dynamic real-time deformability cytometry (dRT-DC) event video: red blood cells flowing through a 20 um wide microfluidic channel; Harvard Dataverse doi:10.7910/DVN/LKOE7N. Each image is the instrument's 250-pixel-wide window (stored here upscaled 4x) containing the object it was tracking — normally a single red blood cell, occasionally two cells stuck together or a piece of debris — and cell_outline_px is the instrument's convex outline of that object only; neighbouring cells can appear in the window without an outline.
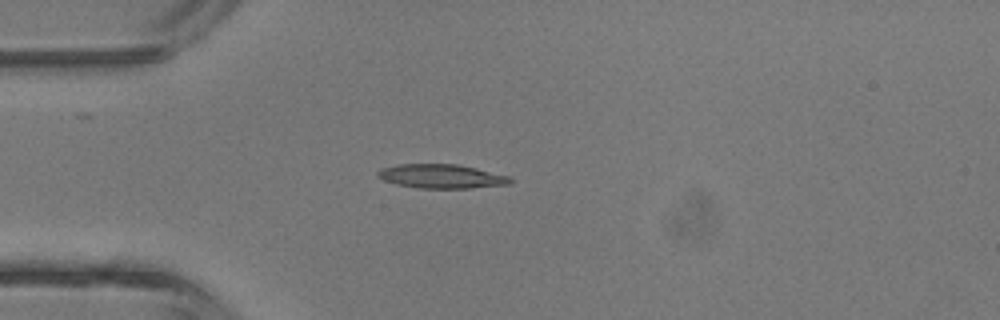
{"species": "common noctule bat (a hibernating species)", "species_latin": "Nyctalus noctula", "temperature_condition": "room temperature", "stored_images_in_passage": 3, "camera_frame_rate_fps": 3000, "um_per_image_px": 0.085, "animal": {"sex": "male", "body_mass_g": 13.3}, "frame": {"image": 1, "passage_image": 3, "time_ms": 3.0, "image_size_px": [1000, 320], "cell_outline_px": [[512, 184], [468, 188], [420, 188], [396, 184], [384, 180], [376, 176], [376, 172], [380, 168], [400, 164], [456, 164], [476, 168], [512, 176]], "centroid_in_image_um": [37.54, 14.98], "position_along_channel_um": 47.5, "area_um2": 18.67}}